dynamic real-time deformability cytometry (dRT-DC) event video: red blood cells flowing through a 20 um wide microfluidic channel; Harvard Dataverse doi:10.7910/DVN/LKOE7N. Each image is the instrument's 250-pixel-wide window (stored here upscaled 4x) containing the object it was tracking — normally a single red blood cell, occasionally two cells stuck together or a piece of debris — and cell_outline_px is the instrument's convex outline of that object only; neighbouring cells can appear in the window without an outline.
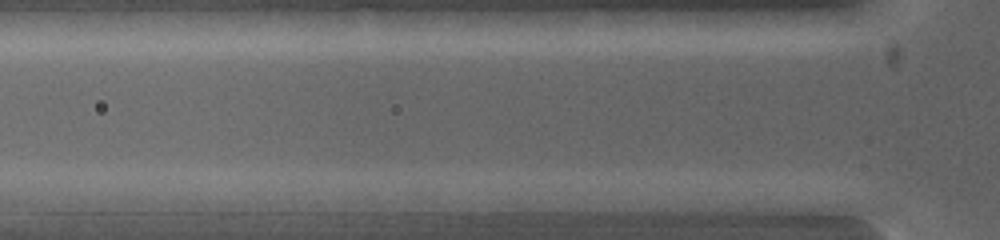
{"species": "common noctule bat (a hibernating species)", "species_latin": "Nyctalus noctula", "temperature_condition": "warm", "stored_images_in_passage": 5, "segment_of_instrument_passage": [2, 2], "camera_frame_rate_fps": 5000, "um_per_image_px": 0.085, "animal": {"sex": "female", "body_mass_g": 19.0, "forearm_length_mm": 53.3}, "frame": {"image": 1, "passage_image": 5, "time_ms": 1.0, "image_size_px": [1000, 240], "cell_outline_px": [[604, 200], [588, 212], [504, 212], [492, 200], [524, 192], [584, 192]], "centroid_in_image_um": [46.61, 17.19], "position_along_channel_um": 79.2, "area_um2": 13.47}}